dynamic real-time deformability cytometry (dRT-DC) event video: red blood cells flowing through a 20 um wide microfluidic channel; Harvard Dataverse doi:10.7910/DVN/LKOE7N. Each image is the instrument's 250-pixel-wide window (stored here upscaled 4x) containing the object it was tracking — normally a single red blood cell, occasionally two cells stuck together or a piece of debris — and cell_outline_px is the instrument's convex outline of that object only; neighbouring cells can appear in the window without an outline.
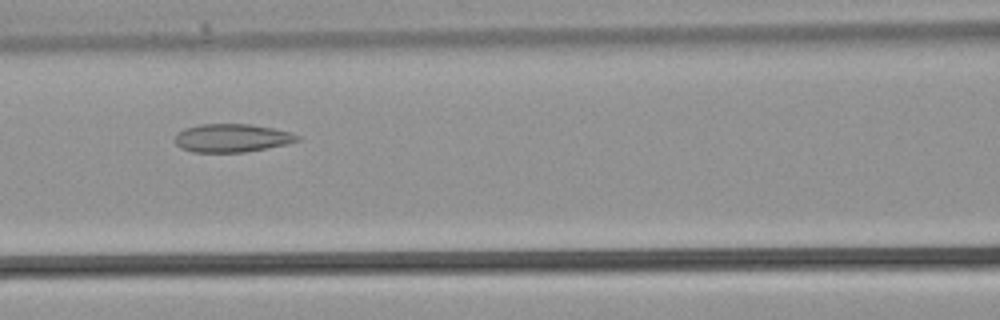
{"species": "common noctule bat (a hibernating species)", "species_latin": "Nyctalus noctula", "temperature_condition": "warm", "stored_images_in_passage": 24, "camera_frame_rate_fps": 3000, "um_per_image_px": 0.085, "animal": {"sex": "male", "body_mass_g": 21.5, "forearm_length_mm": 52.0}, "frame": {"image": 1, "passage_image": 8, "time_ms": 2.333, "image_size_px": [1000, 320], "cell_outline_px": [[300, 140], [288, 144], [244, 152], [192, 152], [180, 148], [176, 144], [176, 132], [184, 128], [200, 124], [252, 124], [292, 132], [300, 136]], "centroid_in_image_um": [19.71, 11.72], "position_along_channel_um": 146.9, "area_um2": 20.29}}
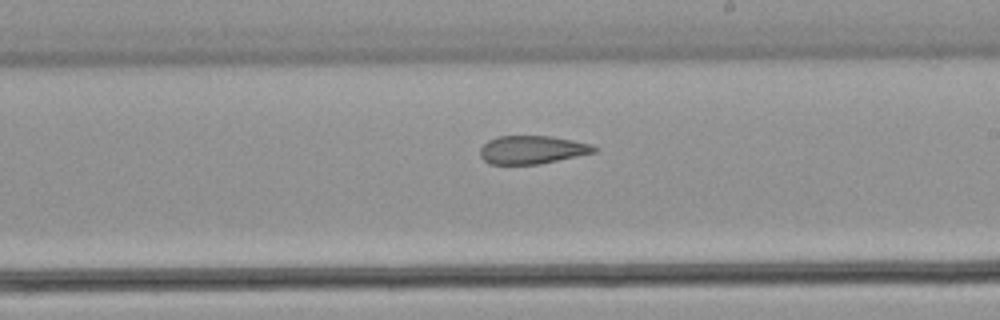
{"frame": {"image": 2, "passage_image": 13, "time_ms": 4.0, "image_size_px": [1000, 320], "cell_outline_px": [[600, 148], [596, 152], [540, 164], [488, 164], [480, 156], [480, 148], [488, 140], [496, 136], [552, 136], [592, 144]], "centroid_in_image_um": [45.24, 12.73], "position_along_channel_um": 243.8, "area_um2": 18.9}}
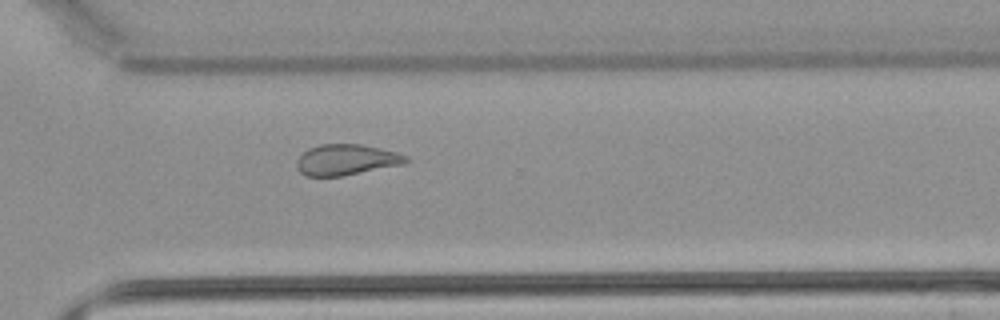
{"frame": {"image": 3, "passage_image": 18, "time_ms": 5.667, "image_size_px": [1000, 320], "cell_outline_px": [[408, 160], [404, 164], [344, 176], [304, 176], [296, 168], [296, 160], [308, 148], [320, 144], [360, 144], [380, 148], [396, 152], [408, 156]], "centroid_in_image_um": [29.42, 13.58], "position_along_channel_um": 341.2, "area_um2": 19.77}}